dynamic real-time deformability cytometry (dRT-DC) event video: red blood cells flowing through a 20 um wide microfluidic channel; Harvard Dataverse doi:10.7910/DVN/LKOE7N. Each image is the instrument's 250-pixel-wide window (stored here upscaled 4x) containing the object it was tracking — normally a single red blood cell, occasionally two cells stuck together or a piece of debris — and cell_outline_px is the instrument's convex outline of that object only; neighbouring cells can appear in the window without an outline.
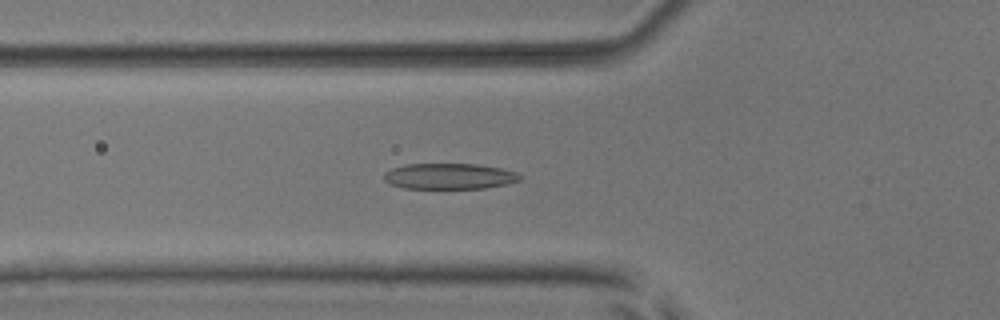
{"species": "common noctule bat (a hibernating species)", "species_latin": "Nyctalus noctula", "temperature_condition": "room temperature", "stored_images_in_passage": 54, "camera_frame_rate_fps": 3000, "um_per_image_px": 0.085, "animal": {"sex": "male", "body_mass_g": 17.9, "forearm_length_mm": 54.2}, "frame": {"image": 1, "passage_image": 20, "time_ms": 6.333, "image_size_px": [1000, 320], "cell_outline_px": [[524, 176], [520, 180], [508, 184], [484, 188], [404, 188], [392, 184], [384, 180], [384, 172], [392, 168], [408, 164], [476, 164], [500, 168], [516, 172]], "centroid_in_image_um": [38.23, 14.98], "position_along_channel_um": 87.6, "area_um2": 20.4}}
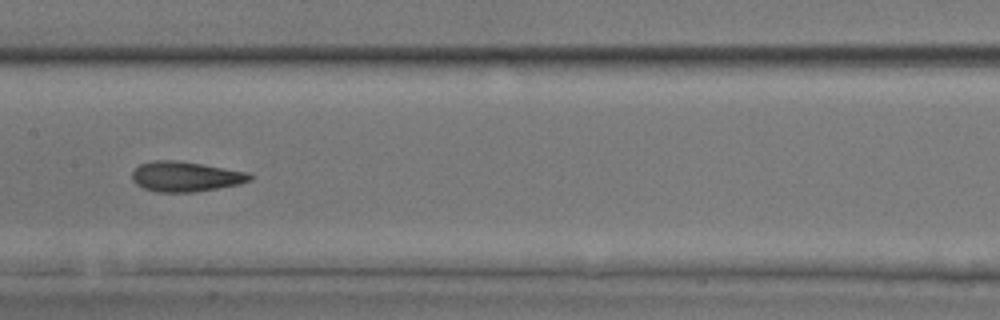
{"frame": {"image": 2, "passage_image": 28, "time_ms": 9.0, "image_size_px": [1000, 320], "cell_outline_px": [[252, 180], [240, 184], [192, 192], [156, 192], [144, 188], [136, 184], [132, 180], [132, 172], [140, 164], [152, 160], [176, 160], [248, 172], [252, 176]], "centroid_in_image_um": [15.75, 15.01], "position_along_channel_um": 191.7, "area_um2": 20.52}}
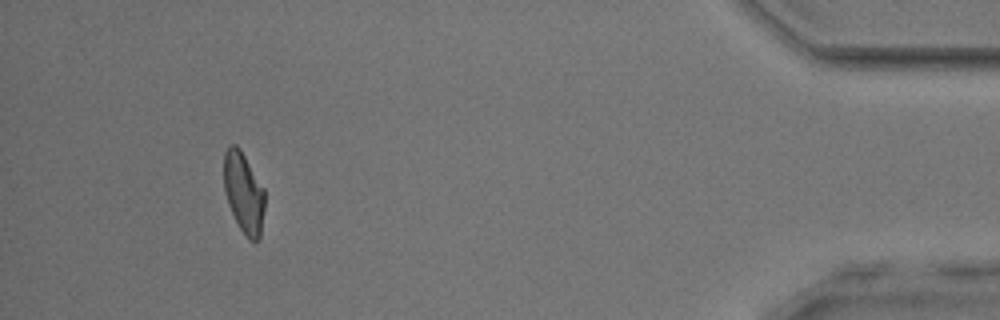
{"frame": {"image": 3, "passage_image": 50, "time_ms": 16.333, "image_size_px": [1000, 320], "cell_outline_px": [[264, 208], [260, 236], [256, 240], [248, 240], [240, 228], [228, 204], [224, 192], [224, 152], [232, 144], [236, 144], [240, 148], [264, 188]], "centroid_in_image_um": [20.7, 16.36], "position_along_channel_um": 414.5, "area_um2": 19.07}, "authors_computed_cell_mechanics": {"area_um2": 20.4901, "velocity_mm_per_s": 3.8978, "shape_relaxation_time_tau1_ms": 4.0443, "shape_relaxation_time_tau2_ms": 2.099, "deformation_change_tau1": 0.1568, "deformation_change_tau2": 0.1022}}